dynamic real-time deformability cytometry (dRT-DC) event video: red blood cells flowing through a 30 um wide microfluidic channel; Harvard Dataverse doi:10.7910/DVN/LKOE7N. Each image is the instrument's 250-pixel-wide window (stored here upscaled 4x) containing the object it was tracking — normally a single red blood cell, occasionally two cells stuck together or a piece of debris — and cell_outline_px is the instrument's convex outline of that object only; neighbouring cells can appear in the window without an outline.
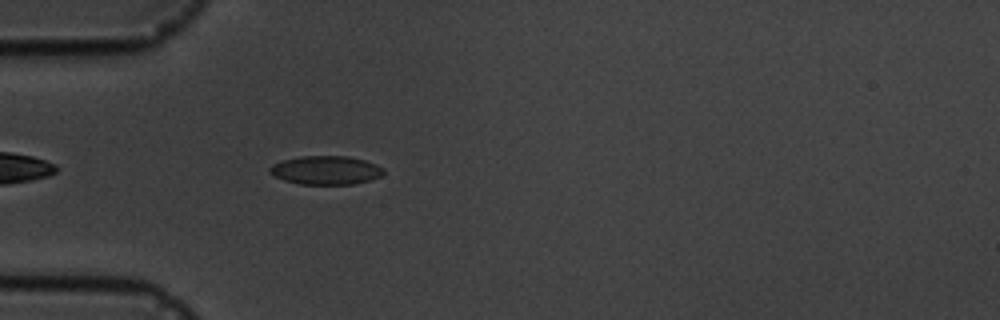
{"species": "common noctule bat (a hibernating species)", "species_latin": "Nyctalus noctula", "temperature_condition": "cold", "stored_images_in_passage": 2, "camera_frame_rate_fps": 3000, "um_per_image_px": 0.085, "animal": {"sex": "male", "body_mass_g": 19.5, "forearm_length_mm": 54.6}, "frame": {"image": 1, "passage_image": 2, "time_ms": 1.333, "image_size_px": [1000, 320], "cell_outline_px": [[384, 172], [380, 176], [368, 180], [352, 184], [300, 184], [284, 180], [268, 172], [268, 168], [272, 164], [284, 160], [300, 156], [348, 156], [364, 160], [376, 164], [384, 168]], "centroid_in_image_um": [27.68, 14.46], "position_along_channel_um": 57.3, "area_um2": 18.9}}